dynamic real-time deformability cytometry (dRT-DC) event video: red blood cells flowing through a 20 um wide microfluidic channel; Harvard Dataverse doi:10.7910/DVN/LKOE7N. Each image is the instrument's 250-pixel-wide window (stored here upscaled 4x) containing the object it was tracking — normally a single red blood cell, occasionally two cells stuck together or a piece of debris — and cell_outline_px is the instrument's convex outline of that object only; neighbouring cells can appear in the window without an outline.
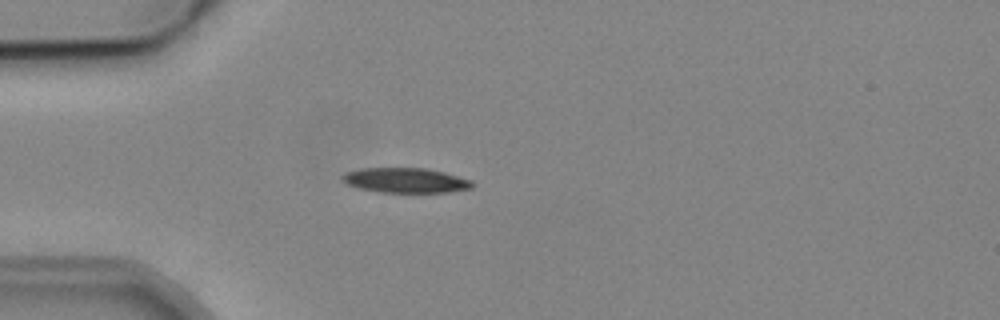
{"species": "common noctule bat (a hibernating species)", "species_latin": "Nyctalus noctula", "temperature_condition": "cold", "stored_images_in_passage": 4, "camera_frame_rate_fps": 3000, "um_per_image_px": 0.085, "animal": {"sex": "male", "body_mass_g": 19.2, "forearm_length_mm": 51.8}, "frame": {"image": 1, "passage_image": 4, "time_ms": 3.333, "image_size_px": [1000, 320], "cell_outline_px": [[472, 188], [448, 192], [380, 192], [360, 188], [348, 184], [340, 176], [344, 172], [360, 168], [424, 168], [444, 172], [472, 180]], "centroid_in_image_um": [34.46, 15.32], "position_along_channel_um": 50.5, "area_um2": 18.73}}